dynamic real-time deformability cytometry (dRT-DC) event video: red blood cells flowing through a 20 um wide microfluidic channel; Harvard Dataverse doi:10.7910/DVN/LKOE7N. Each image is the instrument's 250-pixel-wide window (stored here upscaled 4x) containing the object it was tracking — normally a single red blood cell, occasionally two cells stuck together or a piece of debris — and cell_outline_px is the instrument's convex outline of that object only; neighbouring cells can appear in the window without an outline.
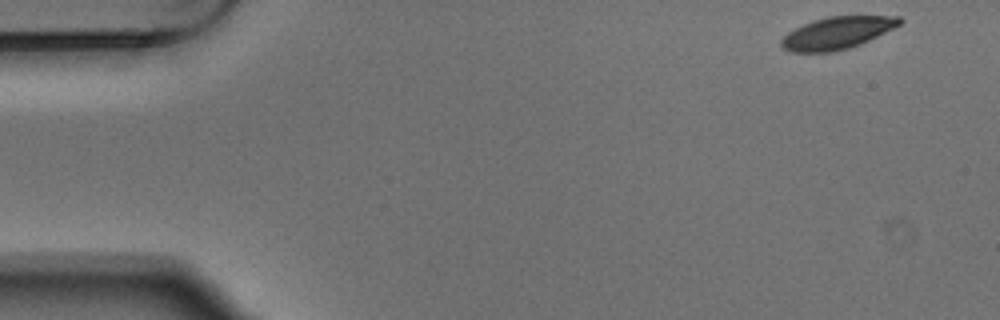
{"species": "Egyptian fruit bat (a non-hibernating species)", "species_latin": "Rousettus aegyptiacus", "temperature_condition": "warm", "stored_images_in_passage": 4, "camera_frame_rate_fps": 3000, "um_per_image_px": 0.085, "animal": {"sex": "male"}, "frame": {"image": 1, "passage_image": 1, "time_ms": 0.0, "image_size_px": [1000, 320], "cell_outline_px": [[904, 20], [900, 24], [860, 44], [848, 48], [832, 52], [788, 52], [780, 48], [780, 40], [788, 32], [812, 20], [828, 16], [900, 16]], "centroid_in_image_um": [71.1, 2.8], "position_along_channel_um": 13.9, "area_um2": 22.14}}